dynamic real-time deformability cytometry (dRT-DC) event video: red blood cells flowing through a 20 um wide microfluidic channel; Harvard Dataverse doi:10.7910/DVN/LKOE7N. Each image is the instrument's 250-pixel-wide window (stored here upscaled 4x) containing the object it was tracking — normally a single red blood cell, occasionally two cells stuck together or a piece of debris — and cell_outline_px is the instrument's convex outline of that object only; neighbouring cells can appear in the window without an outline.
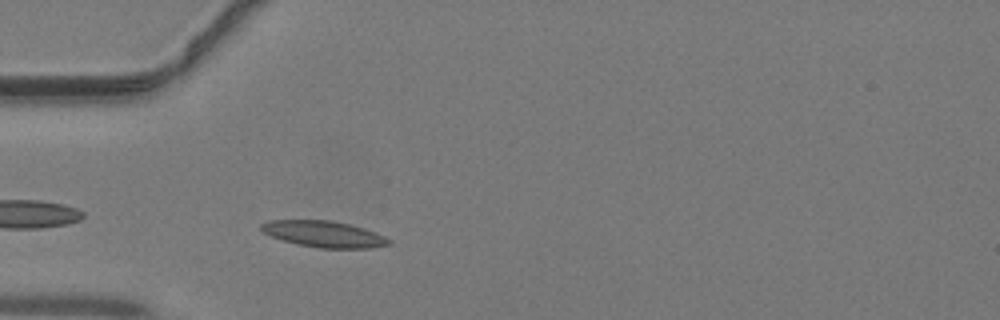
{"species": "common noctule bat (a hibernating species)", "species_latin": "Nyctalus noctula", "temperature_condition": "warm", "stored_images_in_passage": 33, "camera_frame_rate_fps": 3000, "um_per_image_px": 0.085, "animal": {"sex": "male", "body_mass_g": 19.2, "forearm_length_mm": 51.8}, "frame": {"image": 1, "passage_image": 2, "time_ms": 0.333, "image_size_px": [1000, 320], "cell_outline_px": [[392, 244], [372, 248], [320, 248], [296, 244], [272, 236], [264, 232], [260, 228], [260, 224], [272, 220], [332, 220], [364, 228], [376, 232], [392, 240]], "centroid_in_image_um": [27.58, 19.9], "position_along_channel_um": 57.4, "area_um2": 19.54}}
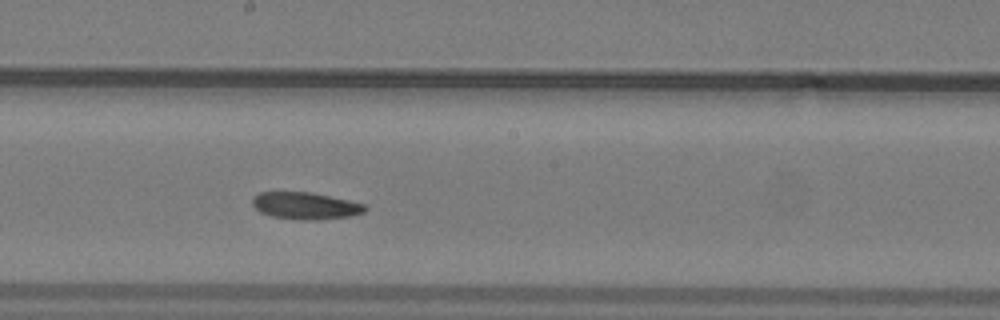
{"frame": {"image": 2, "passage_image": 13, "time_ms": 4.0, "image_size_px": [1000, 320], "cell_outline_px": [[368, 208], [364, 212], [352, 216], [320, 220], [296, 220], [272, 216], [260, 212], [252, 204], [252, 196], [260, 192], [312, 192], [348, 200], [364, 204]], "centroid_in_image_um": [25.96, 17.5], "position_along_channel_um": 222.2, "area_um2": 17.92}}
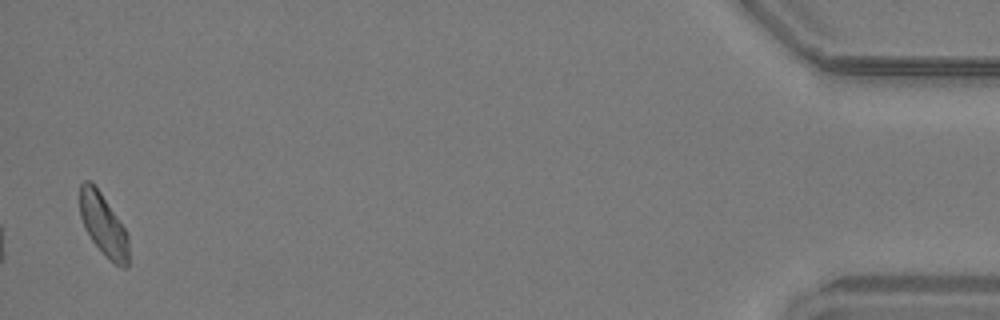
{"frame": {"image": 3, "passage_image": 32, "time_ms": 10.333, "image_size_px": [1000, 320], "cell_outline_px": [[128, 268], [120, 268], [92, 240], [84, 228], [80, 216], [80, 184], [84, 180], [88, 180], [100, 192], [124, 228], [128, 236]], "centroid_in_image_um": [8.78, 19.11], "position_along_channel_um": 426.4, "area_um2": 17.11}}